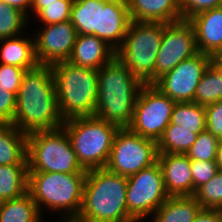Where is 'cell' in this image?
<instances>
[{"mask_svg":"<svg viewBox=\"0 0 222 222\" xmlns=\"http://www.w3.org/2000/svg\"><path fill=\"white\" fill-rule=\"evenodd\" d=\"M27 16L20 10L0 2V40L15 37L30 30Z\"/></svg>","mask_w":222,"mask_h":222,"instance_id":"cell-29","label":"cell"},{"mask_svg":"<svg viewBox=\"0 0 222 222\" xmlns=\"http://www.w3.org/2000/svg\"><path fill=\"white\" fill-rule=\"evenodd\" d=\"M211 64L217 69V71L222 76V58H220L217 54L211 56Z\"/></svg>","mask_w":222,"mask_h":222,"instance_id":"cell-41","label":"cell"},{"mask_svg":"<svg viewBox=\"0 0 222 222\" xmlns=\"http://www.w3.org/2000/svg\"><path fill=\"white\" fill-rule=\"evenodd\" d=\"M220 58H222V49L219 51V53L217 54Z\"/></svg>","mask_w":222,"mask_h":222,"instance_id":"cell-43","label":"cell"},{"mask_svg":"<svg viewBox=\"0 0 222 222\" xmlns=\"http://www.w3.org/2000/svg\"><path fill=\"white\" fill-rule=\"evenodd\" d=\"M12 124L27 135L36 131L55 130L64 124L51 65L38 64L26 70L16 95Z\"/></svg>","mask_w":222,"mask_h":222,"instance_id":"cell-1","label":"cell"},{"mask_svg":"<svg viewBox=\"0 0 222 222\" xmlns=\"http://www.w3.org/2000/svg\"><path fill=\"white\" fill-rule=\"evenodd\" d=\"M28 192V165H0V202Z\"/></svg>","mask_w":222,"mask_h":222,"instance_id":"cell-25","label":"cell"},{"mask_svg":"<svg viewBox=\"0 0 222 222\" xmlns=\"http://www.w3.org/2000/svg\"><path fill=\"white\" fill-rule=\"evenodd\" d=\"M211 64V56L198 52L158 78L153 85L175 102H194L198 83Z\"/></svg>","mask_w":222,"mask_h":222,"instance_id":"cell-13","label":"cell"},{"mask_svg":"<svg viewBox=\"0 0 222 222\" xmlns=\"http://www.w3.org/2000/svg\"><path fill=\"white\" fill-rule=\"evenodd\" d=\"M193 180V196L196 190L207 183L219 170L216 161H201L190 159Z\"/></svg>","mask_w":222,"mask_h":222,"instance_id":"cell-33","label":"cell"},{"mask_svg":"<svg viewBox=\"0 0 222 222\" xmlns=\"http://www.w3.org/2000/svg\"><path fill=\"white\" fill-rule=\"evenodd\" d=\"M16 108V95L0 86V124L13 121Z\"/></svg>","mask_w":222,"mask_h":222,"instance_id":"cell-37","label":"cell"},{"mask_svg":"<svg viewBox=\"0 0 222 222\" xmlns=\"http://www.w3.org/2000/svg\"><path fill=\"white\" fill-rule=\"evenodd\" d=\"M168 197L158 161L127 177L126 209L135 222H147Z\"/></svg>","mask_w":222,"mask_h":222,"instance_id":"cell-9","label":"cell"},{"mask_svg":"<svg viewBox=\"0 0 222 222\" xmlns=\"http://www.w3.org/2000/svg\"><path fill=\"white\" fill-rule=\"evenodd\" d=\"M144 84L131 69L114 58L98 70V95L94 116L119 128H128Z\"/></svg>","mask_w":222,"mask_h":222,"instance_id":"cell-2","label":"cell"},{"mask_svg":"<svg viewBox=\"0 0 222 222\" xmlns=\"http://www.w3.org/2000/svg\"><path fill=\"white\" fill-rule=\"evenodd\" d=\"M206 130L222 139V101L205 106Z\"/></svg>","mask_w":222,"mask_h":222,"instance_id":"cell-36","label":"cell"},{"mask_svg":"<svg viewBox=\"0 0 222 222\" xmlns=\"http://www.w3.org/2000/svg\"><path fill=\"white\" fill-rule=\"evenodd\" d=\"M175 103L153 84H144L138 94L128 128L143 138L158 142L170 124Z\"/></svg>","mask_w":222,"mask_h":222,"instance_id":"cell-10","label":"cell"},{"mask_svg":"<svg viewBox=\"0 0 222 222\" xmlns=\"http://www.w3.org/2000/svg\"><path fill=\"white\" fill-rule=\"evenodd\" d=\"M194 197L202 209L222 210V170H218L212 179L200 186Z\"/></svg>","mask_w":222,"mask_h":222,"instance_id":"cell-30","label":"cell"},{"mask_svg":"<svg viewBox=\"0 0 222 222\" xmlns=\"http://www.w3.org/2000/svg\"><path fill=\"white\" fill-rule=\"evenodd\" d=\"M115 58V50L94 35H77L69 62L73 65L99 70Z\"/></svg>","mask_w":222,"mask_h":222,"instance_id":"cell-18","label":"cell"},{"mask_svg":"<svg viewBox=\"0 0 222 222\" xmlns=\"http://www.w3.org/2000/svg\"><path fill=\"white\" fill-rule=\"evenodd\" d=\"M47 222L29 192L24 195L0 202V222Z\"/></svg>","mask_w":222,"mask_h":222,"instance_id":"cell-24","label":"cell"},{"mask_svg":"<svg viewBox=\"0 0 222 222\" xmlns=\"http://www.w3.org/2000/svg\"><path fill=\"white\" fill-rule=\"evenodd\" d=\"M131 20L172 23L182 20L180 0H126Z\"/></svg>","mask_w":222,"mask_h":222,"instance_id":"cell-19","label":"cell"},{"mask_svg":"<svg viewBox=\"0 0 222 222\" xmlns=\"http://www.w3.org/2000/svg\"><path fill=\"white\" fill-rule=\"evenodd\" d=\"M170 123L199 134L206 130L205 106L196 102H176L172 110Z\"/></svg>","mask_w":222,"mask_h":222,"instance_id":"cell-26","label":"cell"},{"mask_svg":"<svg viewBox=\"0 0 222 222\" xmlns=\"http://www.w3.org/2000/svg\"><path fill=\"white\" fill-rule=\"evenodd\" d=\"M157 159L156 141L143 138L129 128H119L105 168L114 174L128 177L156 163Z\"/></svg>","mask_w":222,"mask_h":222,"instance_id":"cell-11","label":"cell"},{"mask_svg":"<svg viewBox=\"0 0 222 222\" xmlns=\"http://www.w3.org/2000/svg\"><path fill=\"white\" fill-rule=\"evenodd\" d=\"M33 30L35 56L38 64L53 65L68 61L75 44L77 32L70 20L57 24L36 25Z\"/></svg>","mask_w":222,"mask_h":222,"instance_id":"cell-14","label":"cell"},{"mask_svg":"<svg viewBox=\"0 0 222 222\" xmlns=\"http://www.w3.org/2000/svg\"><path fill=\"white\" fill-rule=\"evenodd\" d=\"M27 138L12 123L0 124V165H28Z\"/></svg>","mask_w":222,"mask_h":222,"instance_id":"cell-21","label":"cell"},{"mask_svg":"<svg viewBox=\"0 0 222 222\" xmlns=\"http://www.w3.org/2000/svg\"><path fill=\"white\" fill-rule=\"evenodd\" d=\"M52 3H62V0H32L31 13L27 17L28 20L32 21V16L37 15L44 8V4H52Z\"/></svg>","mask_w":222,"mask_h":222,"instance_id":"cell-40","label":"cell"},{"mask_svg":"<svg viewBox=\"0 0 222 222\" xmlns=\"http://www.w3.org/2000/svg\"><path fill=\"white\" fill-rule=\"evenodd\" d=\"M131 23L126 0H100L99 38L115 51Z\"/></svg>","mask_w":222,"mask_h":222,"instance_id":"cell-15","label":"cell"},{"mask_svg":"<svg viewBox=\"0 0 222 222\" xmlns=\"http://www.w3.org/2000/svg\"><path fill=\"white\" fill-rule=\"evenodd\" d=\"M157 161L169 197L193 196L192 171L186 154L158 153Z\"/></svg>","mask_w":222,"mask_h":222,"instance_id":"cell-16","label":"cell"},{"mask_svg":"<svg viewBox=\"0 0 222 222\" xmlns=\"http://www.w3.org/2000/svg\"><path fill=\"white\" fill-rule=\"evenodd\" d=\"M198 52L195 30L189 20L166 23L155 63V81Z\"/></svg>","mask_w":222,"mask_h":222,"instance_id":"cell-12","label":"cell"},{"mask_svg":"<svg viewBox=\"0 0 222 222\" xmlns=\"http://www.w3.org/2000/svg\"><path fill=\"white\" fill-rule=\"evenodd\" d=\"M219 139L205 130L198 134L195 143L186 153L189 159L215 161Z\"/></svg>","mask_w":222,"mask_h":222,"instance_id":"cell-31","label":"cell"},{"mask_svg":"<svg viewBox=\"0 0 222 222\" xmlns=\"http://www.w3.org/2000/svg\"><path fill=\"white\" fill-rule=\"evenodd\" d=\"M194 27L198 51L209 56L222 49V6L199 12L189 19Z\"/></svg>","mask_w":222,"mask_h":222,"instance_id":"cell-17","label":"cell"},{"mask_svg":"<svg viewBox=\"0 0 222 222\" xmlns=\"http://www.w3.org/2000/svg\"><path fill=\"white\" fill-rule=\"evenodd\" d=\"M0 40V64L14 65L25 70H30L38 65L35 56L34 37L30 32ZM28 32V33H27ZM29 36H28V35Z\"/></svg>","mask_w":222,"mask_h":222,"instance_id":"cell-20","label":"cell"},{"mask_svg":"<svg viewBox=\"0 0 222 222\" xmlns=\"http://www.w3.org/2000/svg\"><path fill=\"white\" fill-rule=\"evenodd\" d=\"M86 174L28 172V192L39 212L59 216L55 222H74L80 212ZM47 217V218H46ZM58 220V221H57Z\"/></svg>","mask_w":222,"mask_h":222,"instance_id":"cell-4","label":"cell"},{"mask_svg":"<svg viewBox=\"0 0 222 222\" xmlns=\"http://www.w3.org/2000/svg\"><path fill=\"white\" fill-rule=\"evenodd\" d=\"M56 95L64 121L94 116L98 95V70L80 67L69 61L51 65Z\"/></svg>","mask_w":222,"mask_h":222,"instance_id":"cell-5","label":"cell"},{"mask_svg":"<svg viewBox=\"0 0 222 222\" xmlns=\"http://www.w3.org/2000/svg\"><path fill=\"white\" fill-rule=\"evenodd\" d=\"M194 222H222V210L201 209Z\"/></svg>","mask_w":222,"mask_h":222,"instance_id":"cell-38","label":"cell"},{"mask_svg":"<svg viewBox=\"0 0 222 222\" xmlns=\"http://www.w3.org/2000/svg\"><path fill=\"white\" fill-rule=\"evenodd\" d=\"M166 23L131 20L115 58L143 84L155 82V63Z\"/></svg>","mask_w":222,"mask_h":222,"instance_id":"cell-6","label":"cell"},{"mask_svg":"<svg viewBox=\"0 0 222 222\" xmlns=\"http://www.w3.org/2000/svg\"><path fill=\"white\" fill-rule=\"evenodd\" d=\"M27 164L28 172L87 174L63 127L28 134Z\"/></svg>","mask_w":222,"mask_h":222,"instance_id":"cell-8","label":"cell"},{"mask_svg":"<svg viewBox=\"0 0 222 222\" xmlns=\"http://www.w3.org/2000/svg\"><path fill=\"white\" fill-rule=\"evenodd\" d=\"M4 3L20 10L27 17L31 13L32 0H4Z\"/></svg>","mask_w":222,"mask_h":222,"instance_id":"cell-39","label":"cell"},{"mask_svg":"<svg viewBox=\"0 0 222 222\" xmlns=\"http://www.w3.org/2000/svg\"><path fill=\"white\" fill-rule=\"evenodd\" d=\"M201 209L194 196L168 197L147 222H194Z\"/></svg>","mask_w":222,"mask_h":222,"instance_id":"cell-22","label":"cell"},{"mask_svg":"<svg viewBox=\"0 0 222 222\" xmlns=\"http://www.w3.org/2000/svg\"><path fill=\"white\" fill-rule=\"evenodd\" d=\"M100 0H74L70 21L78 35H94L99 38Z\"/></svg>","mask_w":222,"mask_h":222,"instance_id":"cell-23","label":"cell"},{"mask_svg":"<svg viewBox=\"0 0 222 222\" xmlns=\"http://www.w3.org/2000/svg\"><path fill=\"white\" fill-rule=\"evenodd\" d=\"M222 6V0H180L182 19L189 20L199 12Z\"/></svg>","mask_w":222,"mask_h":222,"instance_id":"cell-35","label":"cell"},{"mask_svg":"<svg viewBox=\"0 0 222 222\" xmlns=\"http://www.w3.org/2000/svg\"><path fill=\"white\" fill-rule=\"evenodd\" d=\"M216 164L219 170H222V139H219L218 149L216 153Z\"/></svg>","mask_w":222,"mask_h":222,"instance_id":"cell-42","label":"cell"},{"mask_svg":"<svg viewBox=\"0 0 222 222\" xmlns=\"http://www.w3.org/2000/svg\"><path fill=\"white\" fill-rule=\"evenodd\" d=\"M198 134L182 126L169 124L157 142L158 153L186 154L195 143Z\"/></svg>","mask_w":222,"mask_h":222,"instance_id":"cell-27","label":"cell"},{"mask_svg":"<svg viewBox=\"0 0 222 222\" xmlns=\"http://www.w3.org/2000/svg\"><path fill=\"white\" fill-rule=\"evenodd\" d=\"M218 101H222V76L210 64L198 83L194 102L202 106H207Z\"/></svg>","mask_w":222,"mask_h":222,"instance_id":"cell-28","label":"cell"},{"mask_svg":"<svg viewBox=\"0 0 222 222\" xmlns=\"http://www.w3.org/2000/svg\"><path fill=\"white\" fill-rule=\"evenodd\" d=\"M74 0H62V3L44 4V8L32 17L36 25L57 24L70 20L71 7Z\"/></svg>","mask_w":222,"mask_h":222,"instance_id":"cell-32","label":"cell"},{"mask_svg":"<svg viewBox=\"0 0 222 222\" xmlns=\"http://www.w3.org/2000/svg\"><path fill=\"white\" fill-rule=\"evenodd\" d=\"M25 72L14 65L0 64V86L17 95Z\"/></svg>","mask_w":222,"mask_h":222,"instance_id":"cell-34","label":"cell"},{"mask_svg":"<svg viewBox=\"0 0 222 222\" xmlns=\"http://www.w3.org/2000/svg\"><path fill=\"white\" fill-rule=\"evenodd\" d=\"M127 177L106 168L87 170L83 200L74 222H135L126 209Z\"/></svg>","mask_w":222,"mask_h":222,"instance_id":"cell-3","label":"cell"},{"mask_svg":"<svg viewBox=\"0 0 222 222\" xmlns=\"http://www.w3.org/2000/svg\"><path fill=\"white\" fill-rule=\"evenodd\" d=\"M62 127L86 171L106 167L118 126L91 116L66 120Z\"/></svg>","mask_w":222,"mask_h":222,"instance_id":"cell-7","label":"cell"}]
</instances>
